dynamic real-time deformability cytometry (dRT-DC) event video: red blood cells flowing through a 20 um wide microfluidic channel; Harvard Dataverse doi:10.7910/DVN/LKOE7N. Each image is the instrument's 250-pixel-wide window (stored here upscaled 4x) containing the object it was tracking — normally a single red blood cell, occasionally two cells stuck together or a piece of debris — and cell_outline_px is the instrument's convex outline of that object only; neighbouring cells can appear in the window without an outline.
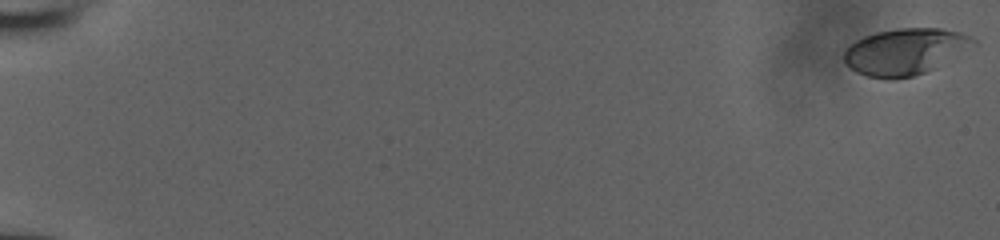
{"species": "human", "species_latin": "Homo sapiens", "temperature_condition": "room temperature", "stored_images_in_passage": 11, "camera_frame_rate_fps": 3000, "um_per_image_px": 0.085, "donor": {"sex": "male"}, "frame": {"image": 1, "passage_image": 1, "time_ms": 0.0, "image_size_px": [1000, 240], "cell_outline_px": [[976, 44], [932, 68], [924, 72], [912, 76], [868, 76], [856, 72], [844, 60], [844, 52], [856, 40], [864, 36], [876, 32], [896, 28], [940, 28], [960, 32], [976, 40]], "centroid_in_image_um": [76.92, 4.33], "position_along_channel_um": 8.1, "area_um2": 33.7}}